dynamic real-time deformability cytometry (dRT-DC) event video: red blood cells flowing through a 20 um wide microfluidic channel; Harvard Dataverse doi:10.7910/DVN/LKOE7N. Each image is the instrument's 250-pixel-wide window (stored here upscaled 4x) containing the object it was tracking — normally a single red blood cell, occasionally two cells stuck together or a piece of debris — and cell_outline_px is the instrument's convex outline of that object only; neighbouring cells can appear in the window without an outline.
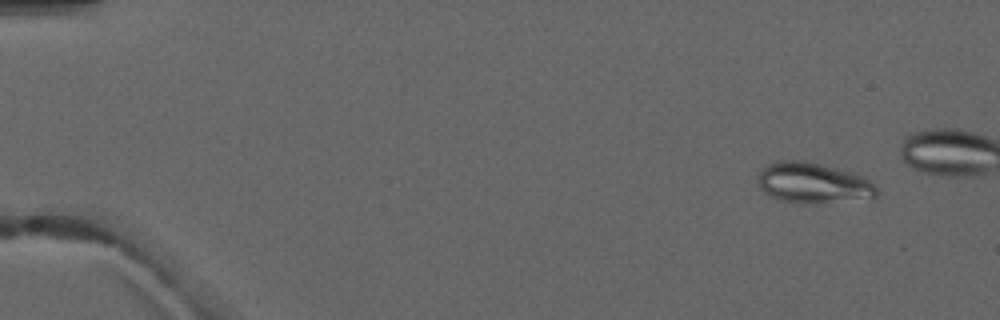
{"species": "common noctule bat (a hibernating species)", "species_latin": "Nyctalus noctula", "temperature_condition": "warm", "stored_images_in_passage": 5, "camera_frame_rate_fps": 3000, "um_per_image_px": 0.085, "animal": {"sex": "male", "forearm_length_mm": 52.5}, "frame": {"image": 1, "passage_image": 2, "time_ms": 1.0, "image_size_px": [1000, 320], "cell_outline_px": [[880, 192], [872, 200], [808, 204], [800, 204], [780, 200], [764, 192], [760, 188], [756, 180], [760, 172], [768, 164], [780, 160], [804, 160], [836, 168], [860, 176], [868, 180]], "centroid_in_image_um": [69.13, 15.59], "position_along_channel_um": 15.9, "area_um2": 28.44}}